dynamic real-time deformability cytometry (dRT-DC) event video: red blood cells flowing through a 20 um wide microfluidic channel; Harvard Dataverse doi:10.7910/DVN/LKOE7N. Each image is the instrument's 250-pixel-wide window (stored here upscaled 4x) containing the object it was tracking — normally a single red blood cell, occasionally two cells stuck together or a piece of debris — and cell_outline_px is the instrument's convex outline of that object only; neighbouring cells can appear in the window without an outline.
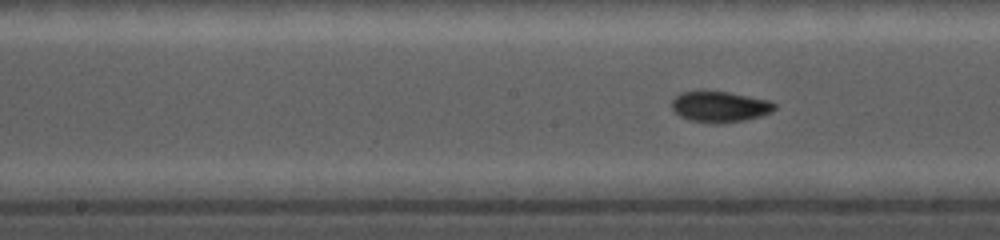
{"species": "common noctule bat (a hibernating species)", "species_latin": "Nyctalus noctula", "temperature_condition": "cold", "stored_images_in_passage": 27, "camera_frame_rate_fps": 5000, "um_per_image_px": 0.085, "animal": {"sex": "female", "body_mass_g": 19.0, "forearm_length_mm": 56.7}, "frame": {"image": 1, "passage_image": 12, "time_ms": 3.6, "image_size_px": [1000, 240], "cell_outline_px": [[776, 108], [772, 112], [760, 116], [744, 120], [716, 124], [692, 120], [680, 116], [672, 108], [672, 100], [680, 92], [728, 92], [768, 100], [776, 104]], "centroid_in_image_um": [61.21, 9.08], "position_along_channel_um": 187.0, "area_um2": 18.15}}
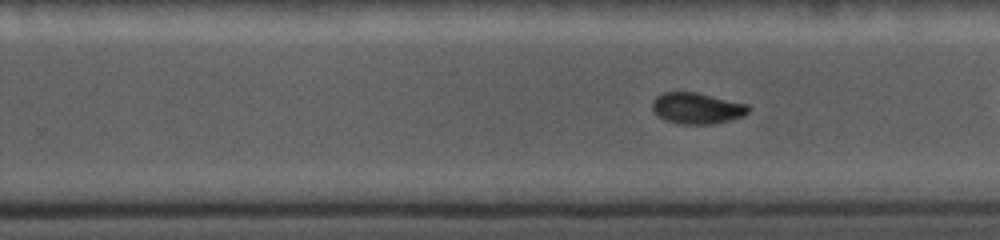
{"frame": {"image": 2, "passage_image": 19, "time_ms": 5.8, "image_size_px": [1000, 240], "cell_outline_px": [[752, 108], [744, 116], [712, 124], [680, 124], [664, 120], [656, 116], [652, 112], [652, 100], [656, 96], [664, 92], [696, 92], [748, 104]], "centroid_in_image_um": [59.21, 9.2], "position_along_channel_um": 270.6, "area_um2": 17.69}}
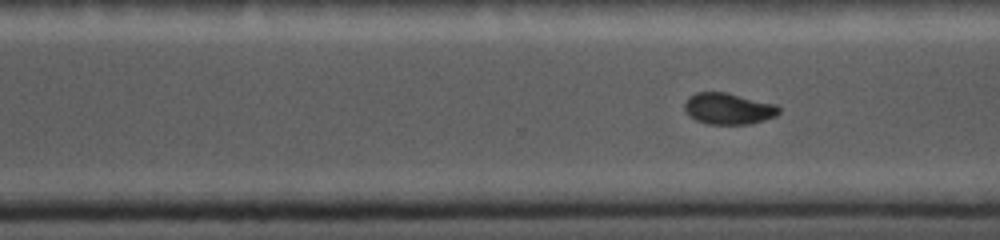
{"frame": {"image": 3, "passage_image": 22, "time_ms": 6.8, "image_size_px": [1000, 240], "cell_outline_px": [[780, 112], [776, 116], [764, 120], [748, 124], [708, 124], [696, 120], [684, 108], [684, 104], [688, 96], [696, 92], [728, 92], [776, 104], [780, 108]], "centroid_in_image_um": [61.93, 9.22], "position_along_channel_um": 308.7, "area_um2": 17.28}}